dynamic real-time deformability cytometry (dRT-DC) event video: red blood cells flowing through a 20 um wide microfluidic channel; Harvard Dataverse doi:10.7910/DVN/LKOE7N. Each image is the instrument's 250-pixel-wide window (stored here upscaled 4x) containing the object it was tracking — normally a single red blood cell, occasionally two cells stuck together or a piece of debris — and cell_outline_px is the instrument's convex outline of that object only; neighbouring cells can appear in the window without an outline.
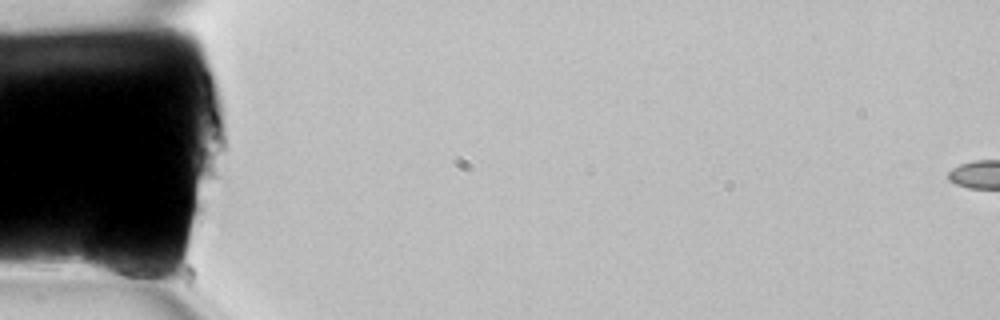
{"species": "common noctule bat (a hibernating species)", "species_latin": "Nyctalus noctula", "temperature_condition": "room temperature", "stored_images_in_passage": 3, "camera_frame_rate_fps": 3000, "um_per_image_px": 0.085, "animal": {"sex": "female", "body_mass_g": 22.7, "forearm_length_mm": 54.2}, "frame": {"image": 1, "passage_image": 1, "time_ms": 0.0, "image_size_px": [1000, 320], "cell_outline_px": [[156, 272], [148, 288], [144, 288], [92, 272], [84, 264], [84, 256], [92, 232], [96, 228], [140, 256]], "centroid_in_image_um": [9.92, 22.19], "position_along_channel_um": 75.1, "area_um2": 16.99}}